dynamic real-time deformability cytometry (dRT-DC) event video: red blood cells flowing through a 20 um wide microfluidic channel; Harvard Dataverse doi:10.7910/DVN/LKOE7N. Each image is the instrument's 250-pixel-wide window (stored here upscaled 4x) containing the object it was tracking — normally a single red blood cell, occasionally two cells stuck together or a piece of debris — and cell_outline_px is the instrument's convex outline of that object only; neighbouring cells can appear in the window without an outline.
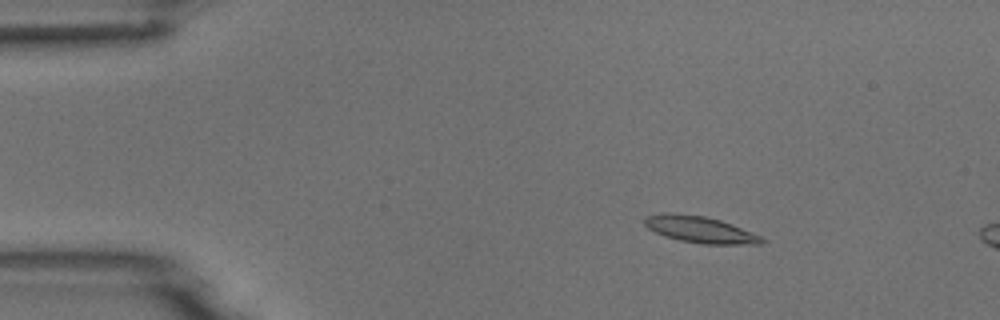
{"species": "common noctule bat (a hibernating species)", "species_latin": "Nyctalus noctula", "temperature_condition": "room temperature", "stored_images_in_passage": 3, "camera_frame_rate_fps": 3000, "um_per_image_px": 0.085, "animal": {"sex": "male", "body_mass_g": 18.8}, "frame": {"image": 1, "passage_image": 1, "time_ms": 0.0, "image_size_px": [1000, 320], "cell_outline_px": [[764, 244], [700, 244], [680, 240], [664, 236], [648, 228], [644, 224], [644, 216], [660, 212], [672, 212], [704, 216], [720, 220], [732, 224], [760, 236], [764, 240]], "centroid_in_image_um": [59.45, 19.5], "position_along_channel_um": 25.6, "area_um2": 18.21}}